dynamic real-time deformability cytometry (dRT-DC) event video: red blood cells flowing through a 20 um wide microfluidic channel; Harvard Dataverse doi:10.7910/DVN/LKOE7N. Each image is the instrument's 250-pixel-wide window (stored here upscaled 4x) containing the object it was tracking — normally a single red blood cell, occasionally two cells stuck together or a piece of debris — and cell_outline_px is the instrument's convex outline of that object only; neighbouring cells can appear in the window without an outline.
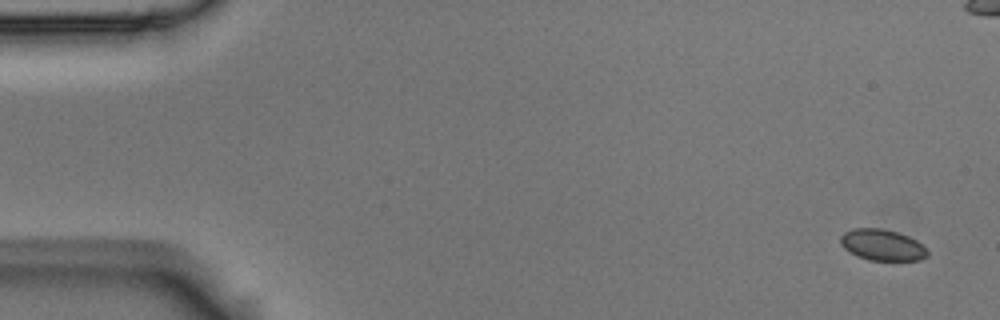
{"species": "Egyptian fruit bat (a non-hibernating species)", "species_latin": "Rousettus aegyptiacus", "temperature_condition": "room temperature", "stored_images_in_passage": 5, "camera_frame_rate_fps": 3000, "um_per_image_px": 0.085, "animal": {"sex": "male"}, "frame": {"image": 1, "passage_image": 1, "time_ms": 0.0, "image_size_px": [1000, 320], "cell_outline_px": [[928, 256], [920, 260], [868, 260], [856, 256], [848, 252], [840, 244], [840, 236], [844, 232], [852, 228], [880, 228], [896, 232], [908, 236], [916, 240], [928, 252]], "centroid_in_image_um": [74.94, 20.82], "position_along_channel_um": 10.1, "area_um2": 15.84}}